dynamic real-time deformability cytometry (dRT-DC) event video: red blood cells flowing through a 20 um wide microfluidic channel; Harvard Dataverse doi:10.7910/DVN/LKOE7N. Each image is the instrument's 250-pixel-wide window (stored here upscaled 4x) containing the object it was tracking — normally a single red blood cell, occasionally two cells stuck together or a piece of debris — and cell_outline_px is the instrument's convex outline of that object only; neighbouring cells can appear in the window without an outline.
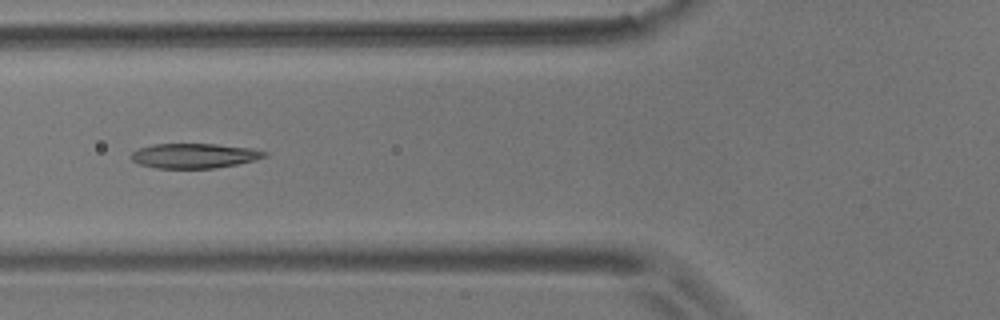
{"species": "common noctule bat (a hibernating species)", "species_latin": "Nyctalus noctula", "temperature_condition": "room temperature", "stored_images_in_passage": 10, "camera_frame_rate_fps": 3000, "um_per_image_px": 0.085, "animal": {"sex": "male", "body_mass_g": 17.9}, "frame": {"image": 1, "passage_image": 6, "time_ms": 1.667, "image_size_px": [1000, 320], "cell_outline_px": [[268, 156], [256, 160], [216, 168], [156, 168], [140, 164], [132, 160], [132, 152], [140, 148], [152, 144], [216, 144], [252, 148], [268, 152]], "centroid_in_image_um": [16.56, 13.23], "position_along_channel_um": 109.2, "area_um2": 19.25}}
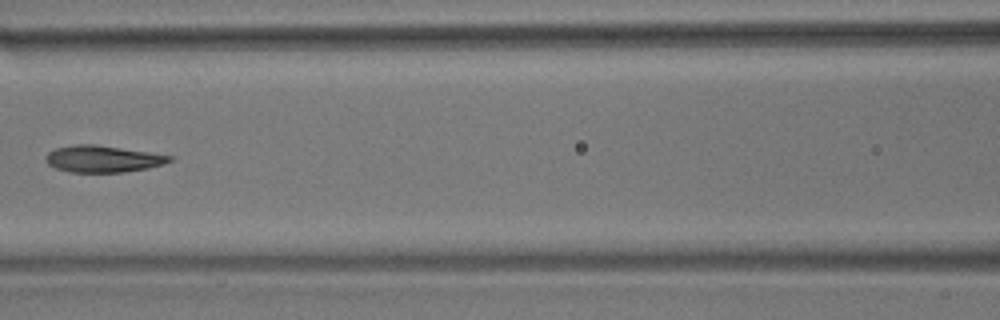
{"frame": {"image": 2, "passage_image": 7, "time_ms": 2.0, "image_size_px": [1000, 320], "cell_outline_px": [[172, 160], [164, 164], [148, 168], [124, 172], [68, 172], [56, 168], [48, 164], [44, 160], [44, 156], [48, 152], [56, 148], [76, 144], [92, 144], [148, 152], [172, 156]], "centroid_in_image_um": [8.7, 13.51], "position_along_channel_um": 157.9, "area_um2": 19.19}}